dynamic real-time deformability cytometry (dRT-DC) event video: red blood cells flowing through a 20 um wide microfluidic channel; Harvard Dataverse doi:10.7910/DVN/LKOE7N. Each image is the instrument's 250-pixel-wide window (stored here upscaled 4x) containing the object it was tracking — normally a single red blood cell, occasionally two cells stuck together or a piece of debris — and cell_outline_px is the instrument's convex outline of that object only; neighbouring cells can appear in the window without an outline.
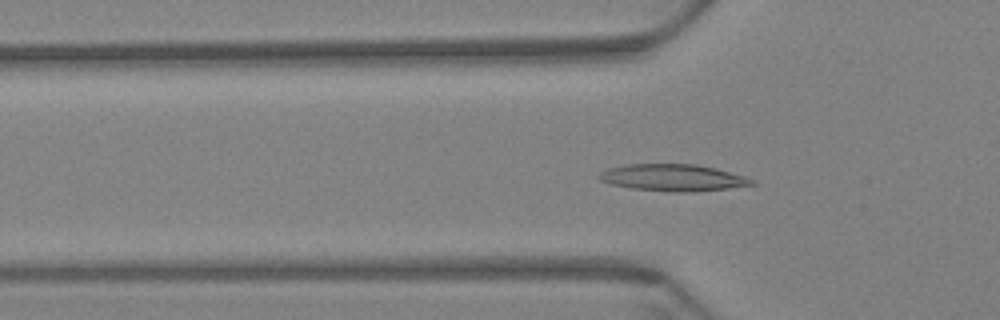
{"species": "Egyptian fruit bat (a non-hibernating species)", "species_latin": "Rousettus aegyptiacus", "temperature_condition": "warm", "stored_images_in_passage": 61, "camera_frame_rate_fps": 3000, "um_per_image_px": 0.085, "animal": {"sex": "female"}, "frame": {"image": 1, "passage_image": 20, "time_ms": 6.333, "image_size_px": [1000, 320], "cell_outline_px": [[756, 184], [728, 188], [696, 192], [676, 192], [632, 188], [612, 184], [600, 180], [596, 176], [600, 172], [608, 168], [628, 164], [696, 164], [716, 168], [744, 176], [756, 180]], "centroid_in_image_um": [57.22, 15.1], "position_along_channel_um": 68.6, "area_um2": 23.87}}
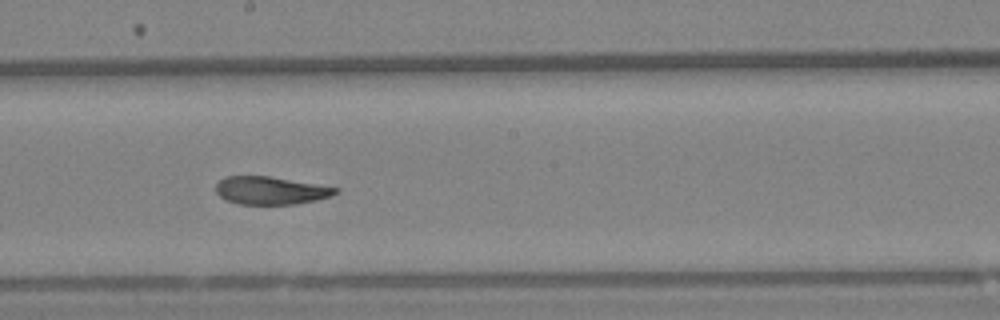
{"frame": {"image": 2, "passage_image": 34, "time_ms": 11.0, "image_size_px": [1000, 320], "cell_outline_px": [[340, 192], [332, 196], [316, 200], [296, 204], [240, 204], [224, 200], [216, 192], [216, 184], [220, 180], [228, 176], [268, 176], [340, 188]], "centroid_in_image_um": [23.02, 16.2], "position_along_channel_um": 225.2, "area_um2": 19.42}}
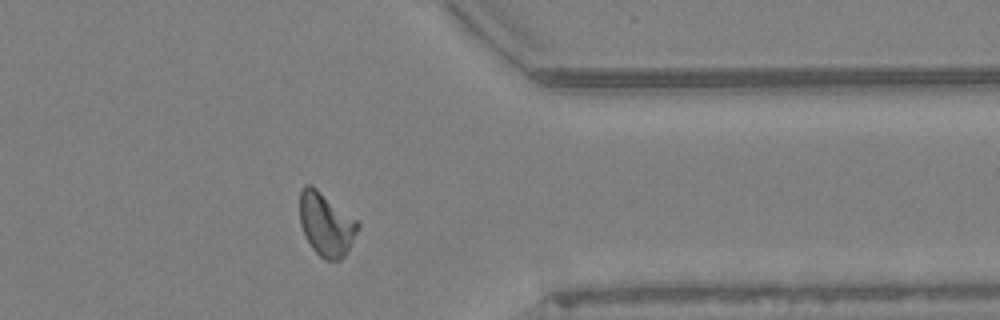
{"frame": {"image": 3, "passage_image": 49, "time_ms": 16.0, "image_size_px": [1000, 320], "cell_outline_px": [[360, 228], [344, 256], [340, 260], [324, 260], [312, 248], [304, 236], [300, 224], [300, 188], [304, 184], [312, 184], [356, 220], [360, 224]], "centroid_in_image_um": [27.7, 19.05], "position_along_channel_um": 383.7, "area_um2": 21.5}, "authors_computed_cell_mechanics": {"area_um2": 21.1548, "velocity_mm_per_s": 3.3738, "shape_relaxation_time_tau1_ms": 7.6039, "shape_relaxation_time_tau2_ms": 2.5598, "deformation_change_tau1": 0.2095, "deformation_change_tau2": 0.0919}}